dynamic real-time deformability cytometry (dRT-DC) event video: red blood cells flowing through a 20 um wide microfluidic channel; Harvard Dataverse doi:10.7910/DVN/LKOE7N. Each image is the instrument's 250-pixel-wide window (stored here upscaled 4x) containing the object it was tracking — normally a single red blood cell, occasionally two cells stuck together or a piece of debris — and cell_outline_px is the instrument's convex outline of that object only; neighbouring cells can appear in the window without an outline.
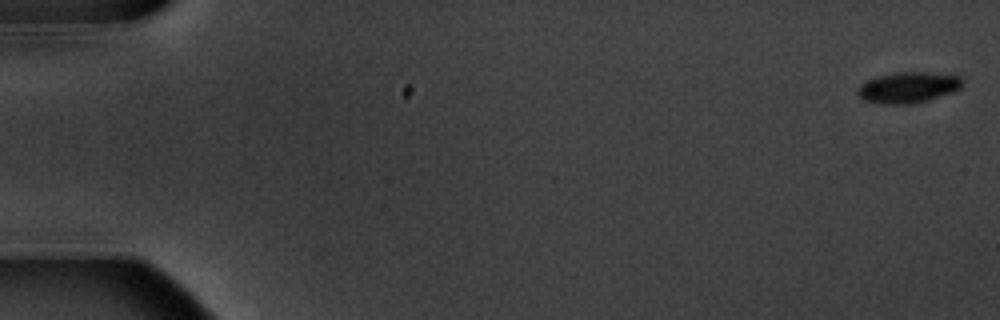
{"species": "common noctule bat (a hibernating species)", "species_latin": "Nyctalus noctula", "temperature_condition": "warm", "stored_images_in_passage": 4, "camera_frame_rate_fps": 3000, "um_per_image_px": 0.085, "animal": {"sex": "male", "body_mass_g": 20.1, "forearm_length_mm": 53.5}, "frame": {"image": 1, "passage_image": 1, "time_ms": 0.0, "image_size_px": [1000, 320], "cell_outline_px": [[964, 80], [960, 88], [952, 92], [928, 100], [912, 104], [880, 104], [864, 100], [856, 92], [856, 88], [860, 84], [868, 80], [880, 76], [896, 72], [928, 72], [960, 76]], "centroid_in_image_um": [77.19, 7.44], "position_along_channel_um": 7.8, "area_um2": 18.9}}